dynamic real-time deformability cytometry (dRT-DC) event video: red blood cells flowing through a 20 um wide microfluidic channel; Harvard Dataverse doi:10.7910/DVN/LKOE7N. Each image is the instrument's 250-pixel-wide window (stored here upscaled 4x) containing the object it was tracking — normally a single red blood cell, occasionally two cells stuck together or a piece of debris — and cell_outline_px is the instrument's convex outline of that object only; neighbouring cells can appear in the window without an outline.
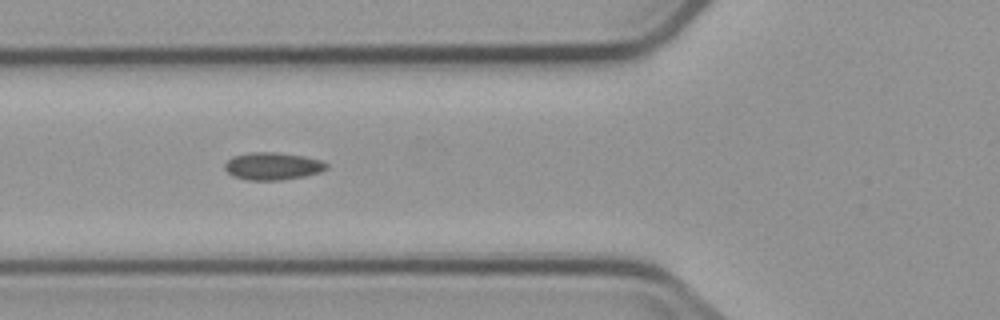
{"species": "common noctule bat (a hibernating species)", "species_latin": "Nyctalus noctula", "temperature_condition": "cold", "stored_images_in_passage": 6, "camera_frame_rate_fps": 3000, "um_per_image_px": 0.085, "animal": {"sex": "male", "body_mass_g": 23.1, "forearm_length_mm": 52.7}, "frame": {"image": 1, "passage_image": 2, "time_ms": 1.0, "image_size_px": [1000, 320], "cell_outline_px": [[328, 168], [320, 172], [304, 176], [280, 180], [248, 180], [232, 176], [224, 168], [224, 164], [232, 156], [248, 152], [276, 152], [304, 156], [320, 160], [328, 164]], "centroid_in_image_um": [23.16, 14.11], "position_along_channel_um": 102.6, "area_um2": 16.36}}
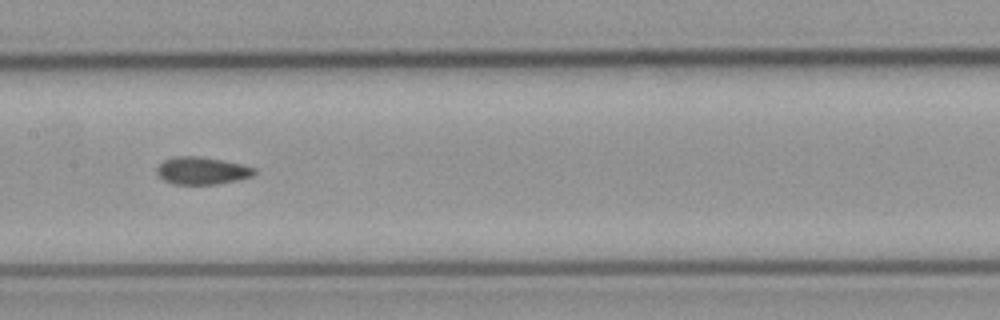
{"frame": {"image": 2, "passage_image": 4, "time_ms": 3.333, "image_size_px": [1000, 320], "cell_outline_px": [[256, 172], [252, 176], [236, 180], [216, 184], [172, 184], [164, 180], [156, 172], [156, 168], [164, 160], [176, 156], [196, 156], [224, 160], [256, 168]], "centroid_in_image_um": [17.16, 14.5], "position_along_channel_um": 190.2, "area_um2": 15.49}}
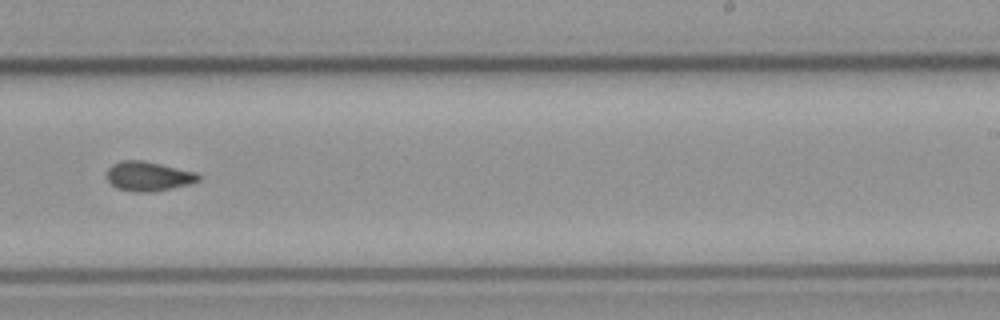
{"frame": {"image": 3, "passage_image": 6, "time_ms": 5.667, "image_size_px": [1000, 320], "cell_outline_px": [[200, 180], [188, 184], [172, 188], [152, 192], [132, 192], [116, 188], [108, 180], [108, 168], [112, 164], [120, 160], [144, 160], [196, 172], [200, 176]], "centroid_in_image_um": [12.6, 14.98], "position_along_channel_um": 276.4, "area_um2": 15.78}}